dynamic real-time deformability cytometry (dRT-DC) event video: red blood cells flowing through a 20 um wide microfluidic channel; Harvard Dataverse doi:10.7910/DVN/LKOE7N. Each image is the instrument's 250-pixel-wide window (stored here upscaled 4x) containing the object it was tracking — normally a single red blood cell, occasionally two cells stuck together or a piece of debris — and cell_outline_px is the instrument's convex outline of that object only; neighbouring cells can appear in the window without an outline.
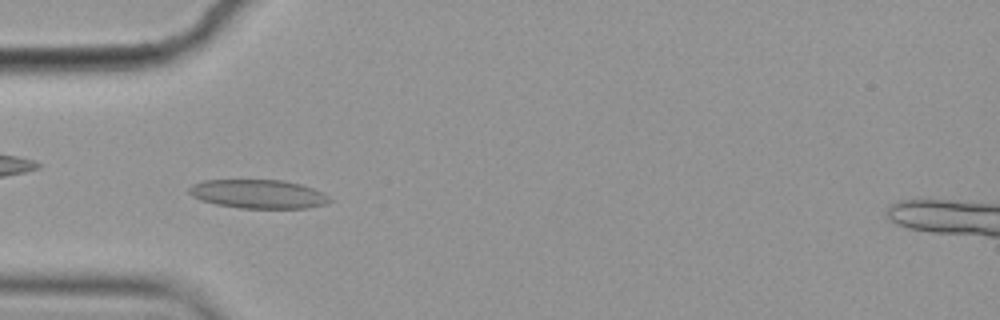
{"species": "common noctule bat (a hibernating species)", "species_latin": "Nyctalus noctula", "temperature_condition": "cold", "stored_images_in_passage": 49, "camera_frame_rate_fps": 3000, "um_per_image_px": 0.085, "animal": {"sex": "female", "body_mass_g": 19.9}, "frame": {"image": 1, "passage_image": 16, "time_ms": 5.0, "image_size_px": [1000, 320], "cell_outline_px": [[332, 200], [324, 204], [308, 208], [240, 208], [216, 204], [200, 200], [192, 196], [188, 192], [188, 188], [192, 184], [204, 180], [284, 180], [300, 184], [312, 188], [328, 196]], "centroid_in_image_um": [21.91, 16.49], "position_along_channel_um": 63.1, "area_um2": 23.52}}
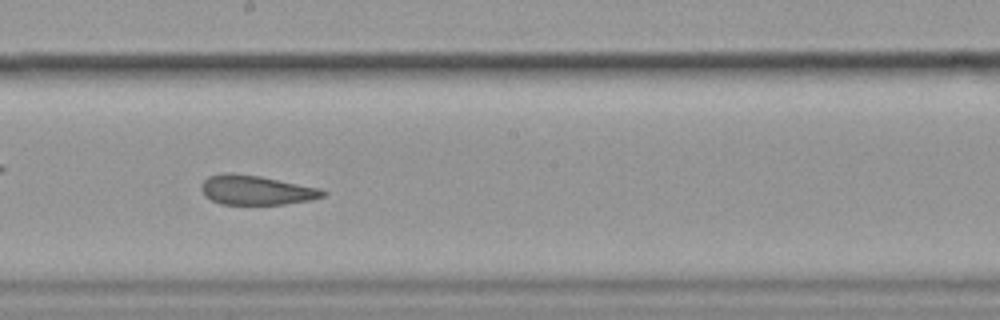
{"frame": {"image": 2, "passage_image": 30, "time_ms": 9.667, "image_size_px": [1000, 320], "cell_outline_px": [[328, 192], [324, 196], [312, 200], [284, 204], [220, 204], [204, 196], [200, 188], [200, 184], [208, 176], [224, 172], [232, 172], [260, 176], [320, 188]], "centroid_in_image_um": [21.75, 16.15], "position_along_channel_um": 226.5, "area_um2": 21.1}}
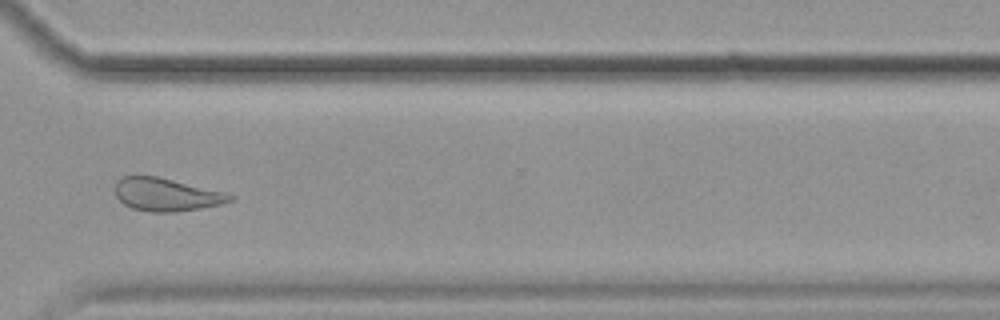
{"frame": {"image": 3, "passage_image": 41, "time_ms": 13.333, "image_size_px": [1000, 320], "cell_outline_px": [[236, 200], [224, 204], [200, 208], [172, 212], [148, 212], [132, 208], [124, 204], [116, 196], [116, 180], [124, 176], [156, 176], [224, 192], [236, 196]], "centroid_in_image_um": [14.17, 16.55], "position_along_channel_um": 356.4, "area_um2": 22.02}, "authors_computed_cell_mechanics": {"area_um2": 23.0622, "velocity_mm_per_s": 3.528, "shape_relaxation_time_tau1_ms": 5.1551, "shape_relaxation_time_tau2_ms": 2.1898, "deformation_change_tau1": 0.1055, "deformation_change_tau2": 0.0998}}